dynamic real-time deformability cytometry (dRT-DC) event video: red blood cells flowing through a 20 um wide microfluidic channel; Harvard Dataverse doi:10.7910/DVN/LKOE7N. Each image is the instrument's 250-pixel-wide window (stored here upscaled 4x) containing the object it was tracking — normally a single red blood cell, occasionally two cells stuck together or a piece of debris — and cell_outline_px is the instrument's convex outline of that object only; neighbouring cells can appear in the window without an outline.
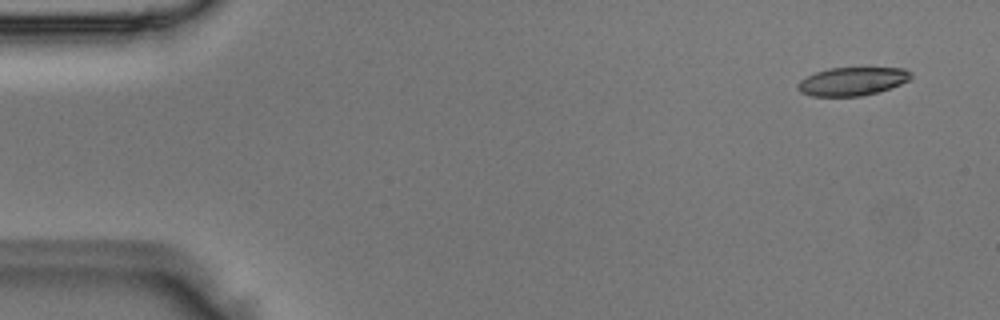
{"species": "Egyptian fruit bat (a non-hibernating species)", "species_latin": "Rousettus aegyptiacus", "temperature_condition": "room temperature", "stored_images_in_passage": 4, "camera_frame_rate_fps": 3000, "um_per_image_px": 0.085, "animal": {"sex": "male"}, "frame": {"image": 1, "passage_image": 1, "time_ms": 0.0, "image_size_px": [1000, 320], "cell_outline_px": [[912, 76], [908, 80], [900, 84], [876, 92], [860, 96], [812, 96], [800, 92], [796, 88], [796, 84], [800, 80], [816, 72], [828, 68], [904, 68], [912, 72]], "centroid_in_image_um": [72.41, 6.91], "position_along_channel_um": 12.6, "area_um2": 18.55}}
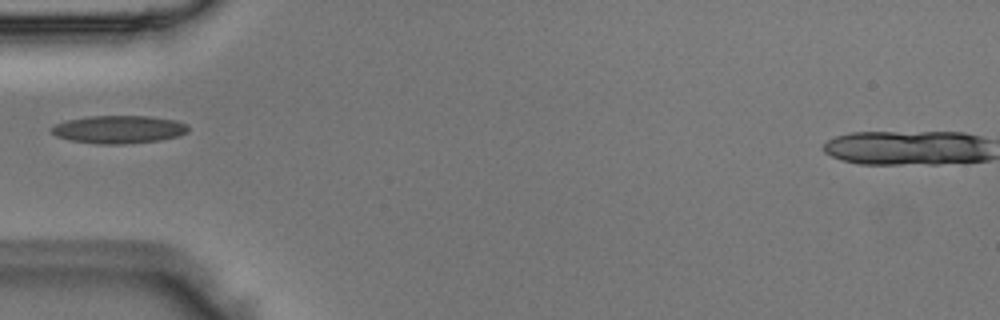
{"frame": {"image": 2, "passage_image": 4, "time_ms": 1.0, "image_size_px": [1000, 320], "cell_outline_px": [[188, 132], [180, 136], [160, 140], [124, 144], [100, 144], [72, 140], [56, 136], [52, 132], [52, 128], [56, 124], [68, 120], [92, 116], [148, 116], [176, 120], [188, 124]], "centroid_in_image_um": [10.17, 11.0], "position_along_channel_um": 74.8, "area_um2": 22.08}}